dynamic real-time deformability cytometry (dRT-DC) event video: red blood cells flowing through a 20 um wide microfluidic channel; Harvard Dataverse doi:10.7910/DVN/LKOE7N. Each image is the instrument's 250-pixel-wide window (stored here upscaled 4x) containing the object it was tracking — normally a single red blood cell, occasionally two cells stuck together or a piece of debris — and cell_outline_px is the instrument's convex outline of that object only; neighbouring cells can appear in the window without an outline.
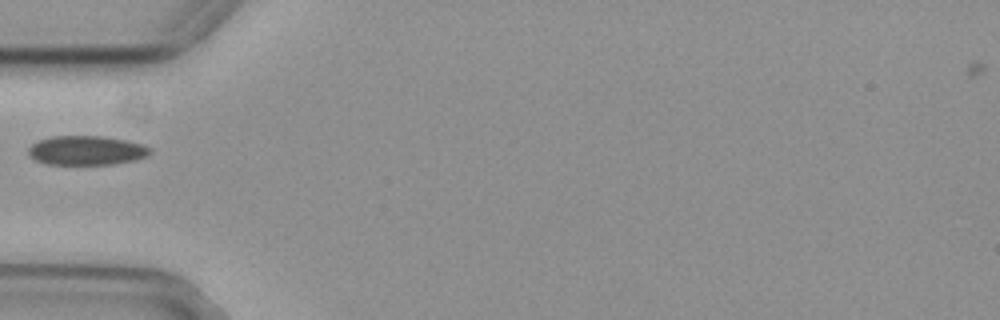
{"species": "common noctule bat (a hibernating species)", "species_latin": "Nyctalus noctula", "temperature_condition": "cold", "stored_images_in_passage": 37, "camera_frame_rate_fps": 3000, "um_per_image_px": 0.085, "animal": {"sex": "female", "body_mass_g": 29.2, "forearm_length_mm": 56.3}, "frame": {"image": 1, "passage_image": 1, "time_ms": 0.0, "image_size_px": [1000, 320], "cell_outline_px": [[152, 152], [148, 156], [136, 160], [112, 164], [48, 164], [36, 160], [28, 156], [28, 148], [32, 144], [40, 140], [52, 136], [100, 136], [128, 140], [144, 144], [152, 148]], "centroid_in_image_um": [7.4, 12.78], "position_along_channel_um": 77.6, "area_um2": 20.92}}
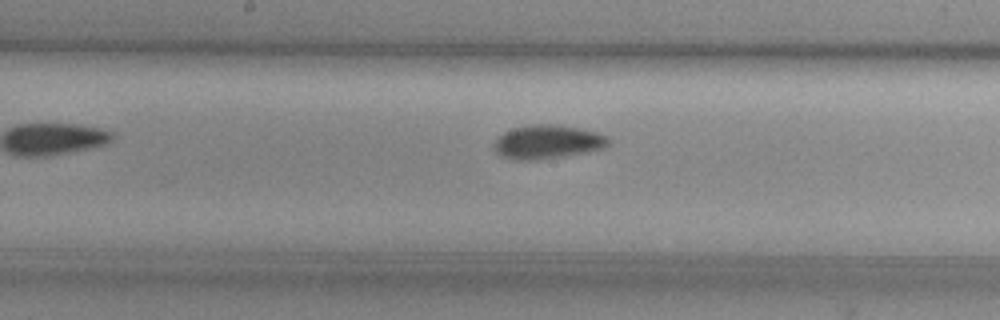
{"frame": {"image": 2, "passage_image": 11, "time_ms": 3.333, "image_size_px": [1000, 320], "cell_outline_px": [[608, 144], [604, 148], [588, 152], [532, 160], [516, 160], [504, 156], [496, 152], [492, 144], [496, 136], [512, 128], [536, 124], [552, 124], [576, 128], [596, 132], [608, 136]], "centroid_in_image_um": [46.49, 12.06], "position_along_channel_um": 201.7, "area_um2": 22.31}}
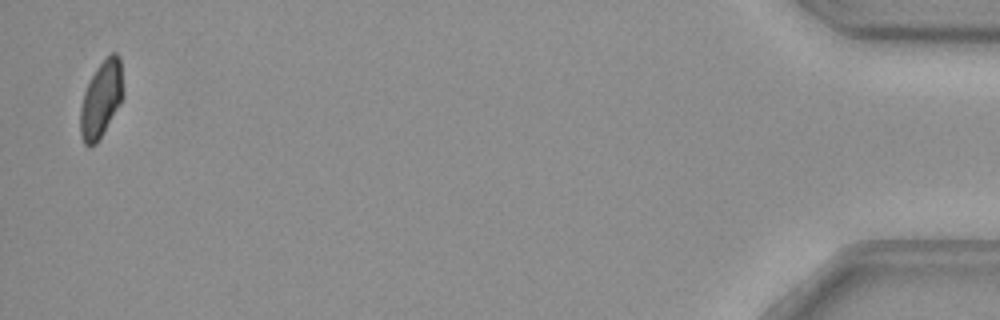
{"frame": {"image": 3, "passage_image": 37, "time_ms": 12.0, "image_size_px": [1000, 320], "cell_outline_px": [[124, 96], [96, 144], [84, 144], [80, 136], [80, 108], [84, 92], [96, 68], [112, 52], [116, 52], [120, 56], [124, 92]], "centroid_in_image_um": [8.61, 8.4], "position_along_channel_um": 426.6, "area_um2": 18.84}}